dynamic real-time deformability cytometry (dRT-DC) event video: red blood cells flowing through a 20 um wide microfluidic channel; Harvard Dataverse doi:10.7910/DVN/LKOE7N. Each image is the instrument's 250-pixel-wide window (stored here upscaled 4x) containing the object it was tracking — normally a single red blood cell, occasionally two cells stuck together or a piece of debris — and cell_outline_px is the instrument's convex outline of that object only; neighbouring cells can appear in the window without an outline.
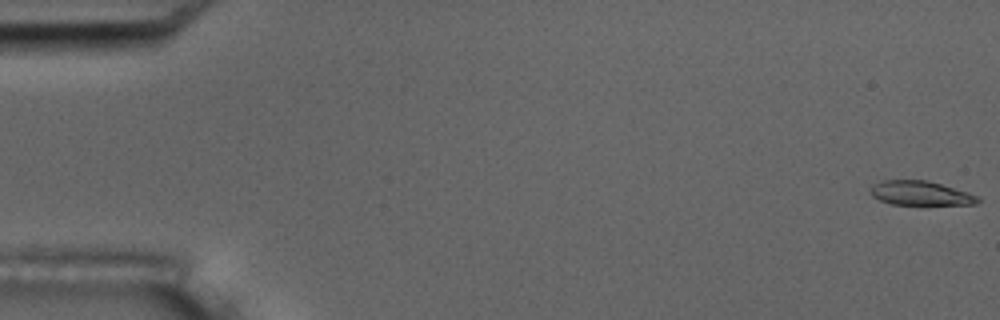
{"species": "common noctule bat (a hibernating species)", "species_latin": "Nyctalus noctula", "temperature_condition": "room temperature", "stored_images_in_passage": 56, "camera_frame_rate_fps": 3000, "um_per_image_px": 0.085, "animal": {"sex": "male", "body_mass_g": 17.5, "forearm_length_mm": 52.3}, "frame": {"image": 1, "passage_image": 1, "time_ms": 0.0, "image_size_px": [1000, 320], "cell_outline_px": [[980, 200], [976, 204], [892, 204], [880, 200], [872, 196], [868, 188], [872, 184], [880, 180], [928, 180], [968, 192], [980, 196]], "centroid_in_image_um": [78.21, 16.4], "position_along_channel_um": 6.8, "area_um2": 15.26}}
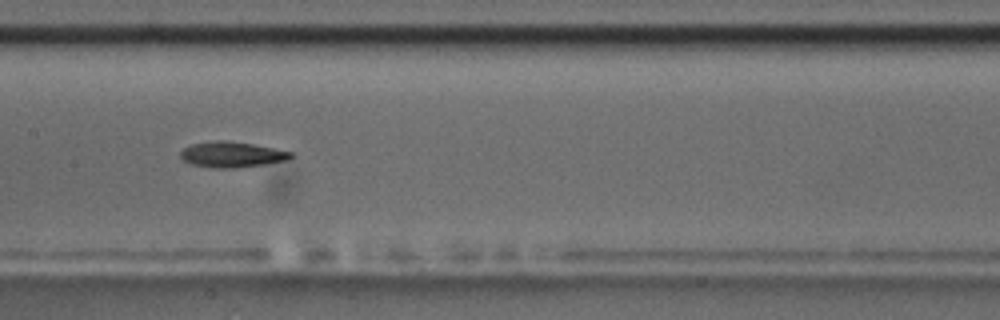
{"frame": {"image": 2, "passage_image": 28, "time_ms": 9.0, "image_size_px": [1000, 320], "cell_outline_px": [[296, 156], [288, 160], [264, 164], [236, 168], [212, 168], [192, 164], [184, 160], [180, 156], [180, 152], [184, 148], [192, 144], [216, 140], [228, 140], [252, 144], [296, 152]], "centroid_in_image_um": [19.77, 13.13], "position_along_channel_um": 187.6, "area_um2": 16.65}}
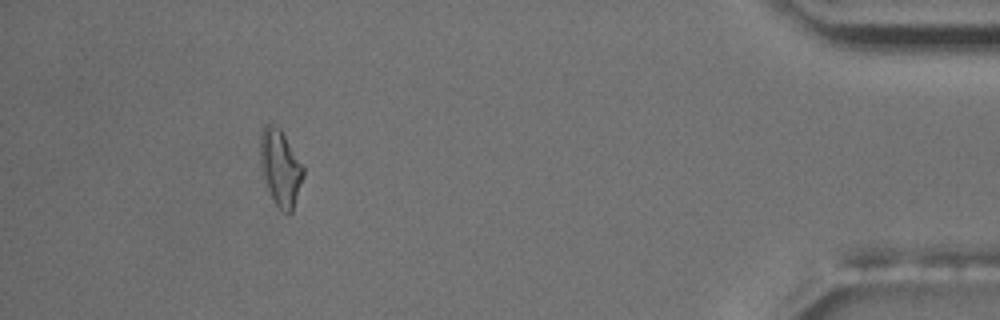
{"frame": {"image": 3, "passage_image": 51, "time_ms": 16.667, "image_size_px": [1000, 320], "cell_outline_px": [[304, 176], [292, 212], [284, 212], [276, 204], [264, 184], [260, 168], [260, 132], [268, 124], [272, 124], [280, 128], [304, 168]], "centroid_in_image_um": [23.81, 14.27], "position_along_channel_um": 411.4, "area_um2": 19.07}, "authors_computed_cell_mechanics": {"area_um2": 16.5886, "velocity_mm_per_s": 3.6764, "shape_relaxation_time_tau1_ms": 5.0246, "shape_relaxation_time_tau2_ms": 3.1926, "deformation_change_tau1": 0.1918, "deformation_change_tau2": 0.1218}}